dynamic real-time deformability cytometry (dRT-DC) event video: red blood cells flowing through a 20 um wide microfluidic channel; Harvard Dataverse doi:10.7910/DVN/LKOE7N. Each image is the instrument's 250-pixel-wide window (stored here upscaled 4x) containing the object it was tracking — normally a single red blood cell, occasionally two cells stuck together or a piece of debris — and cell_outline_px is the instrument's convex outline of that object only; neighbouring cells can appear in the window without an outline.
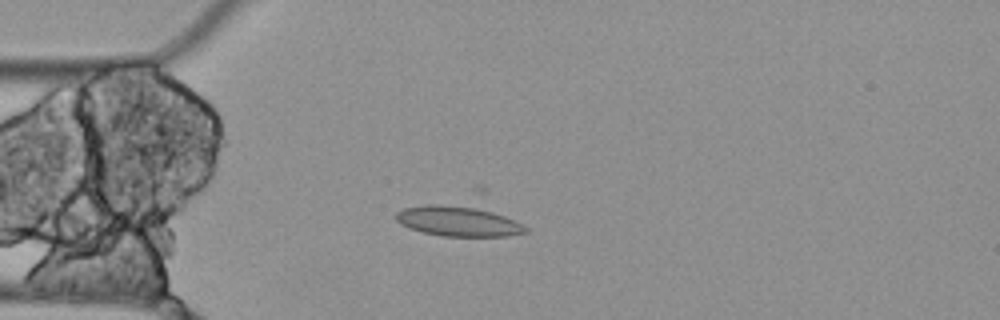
{"species": "Egyptian fruit bat (a non-hibernating species)", "species_latin": "Rousettus aegyptiacus", "temperature_condition": "cold", "stored_images_in_passage": 5, "camera_frame_rate_fps": 3000, "um_per_image_px": 0.085, "animal": {"sex": "female"}, "frame": {"image": 1, "passage_image": 5, "time_ms": 1.333, "image_size_px": [1000, 320], "cell_outline_px": [[528, 232], [508, 236], [440, 236], [408, 228], [400, 224], [396, 220], [396, 212], [404, 208], [476, 184], [480, 184], [488, 188], [528, 228]], "centroid_in_image_um": [39.34, 18.28], "position_along_channel_um": 45.7, "area_um2": 32.6}}